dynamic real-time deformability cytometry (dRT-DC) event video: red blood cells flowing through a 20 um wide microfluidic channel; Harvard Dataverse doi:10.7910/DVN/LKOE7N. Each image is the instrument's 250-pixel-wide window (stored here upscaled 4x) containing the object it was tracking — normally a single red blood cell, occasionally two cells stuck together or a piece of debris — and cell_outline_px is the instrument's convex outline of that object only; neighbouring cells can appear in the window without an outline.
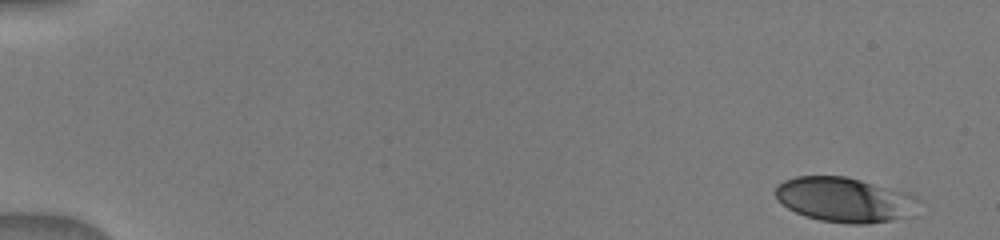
{"species": "human", "species_latin": "Homo sapiens", "temperature_condition": "warm", "stored_images_in_passage": 33, "camera_frame_rate_fps": 3000, "um_per_image_px": 0.085, "donor": {"sex": "male"}, "frame": {"image": 1, "passage_image": 1, "time_ms": 0.0, "image_size_px": [1000, 240], "cell_outline_px": [[920, 200], [908, 216], [892, 220], [868, 224], [848, 224], [820, 220], [804, 216], [788, 208], [776, 200], [776, 184], [784, 180], [796, 176], [844, 176], [912, 192]], "centroid_in_image_um": [71.79, 16.97], "position_along_channel_um": 13.2, "area_um2": 37.69}}
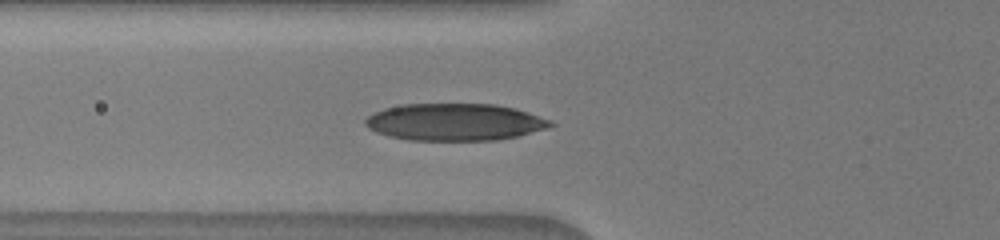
{"frame": {"image": 2, "passage_image": 12, "time_ms": 5.667, "image_size_px": [1000, 240], "cell_outline_px": [[556, 124], [544, 128], [516, 136], [496, 140], [408, 140], [388, 136], [376, 132], [368, 128], [364, 124], [364, 120], [368, 116], [384, 108], [404, 104], [496, 104], [516, 108], [552, 120]], "centroid_in_image_um": [38.63, 10.37], "position_along_channel_um": 87.2, "area_um2": 40.0}}
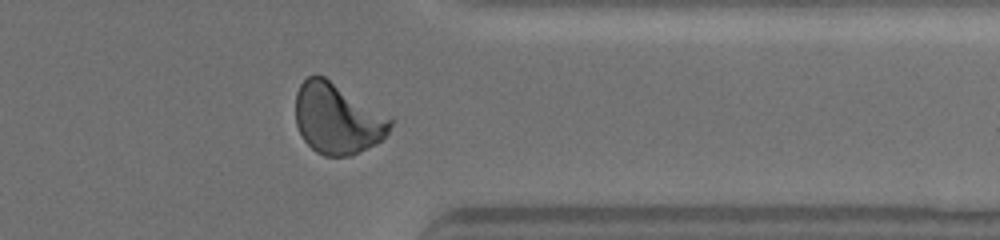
{"frame": {"image": 3, "passage_image": 27, "time_ms": 13.0, "image_size_px": [1000, 240], "cell_outline_px": [[392, 124], [388, 132], [376, 144], [352, 156], [324, 156], [316, 152], [304, 140], [296, 124], [296, 92], [300, 84], [308, 76], [316, 72], [324, 76], [392, 116]], "centroid_in_image_um": [28.69, 10.06], "position_along_channel_um": 382.7, "area_um2": 39.54}}